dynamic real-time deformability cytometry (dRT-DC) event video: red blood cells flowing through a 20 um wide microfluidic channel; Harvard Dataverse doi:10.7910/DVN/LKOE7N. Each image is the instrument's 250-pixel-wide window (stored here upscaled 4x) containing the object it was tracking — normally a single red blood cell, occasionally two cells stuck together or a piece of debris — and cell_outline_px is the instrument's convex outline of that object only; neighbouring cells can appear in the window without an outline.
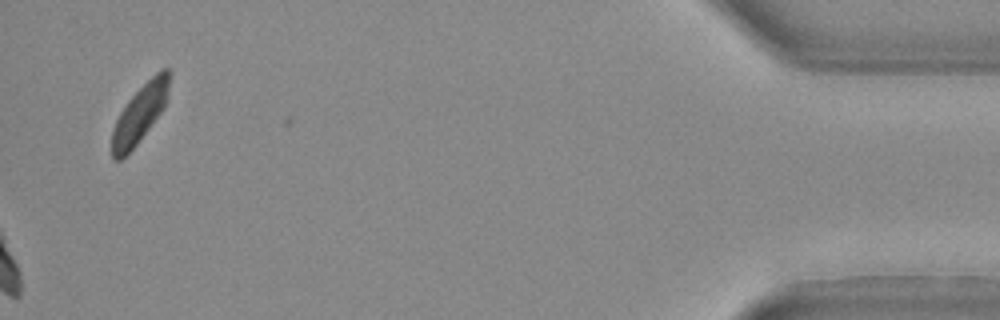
{"species": "Egyptian fruit bat (a non-hibernating species)", "species_latin": "Rousettus aegyptiacus", "temperature_condition": "warm", "stored_images_in_passage": 28, "camera_frame_rate_fps": 3000, "um_per_image_px": 0.085, "animal": {"sex": "female"}, "frame": {"image": 1, "passage_image": 28, "time_ms": 9.0, "image_size_px": [1000, 320], "cell_outline_px": [[172, 72], [168, 96], [164, 108], [136, 144], [120, 160], [112, 160], [112, 132], [116, 120], [120, 112], [128, 100], [160, 68], [168, 68]], "centroid_in_image_um": [11.93, 9.6], "position_along_channel_um": 423.3, "area_um2": 19.19}}